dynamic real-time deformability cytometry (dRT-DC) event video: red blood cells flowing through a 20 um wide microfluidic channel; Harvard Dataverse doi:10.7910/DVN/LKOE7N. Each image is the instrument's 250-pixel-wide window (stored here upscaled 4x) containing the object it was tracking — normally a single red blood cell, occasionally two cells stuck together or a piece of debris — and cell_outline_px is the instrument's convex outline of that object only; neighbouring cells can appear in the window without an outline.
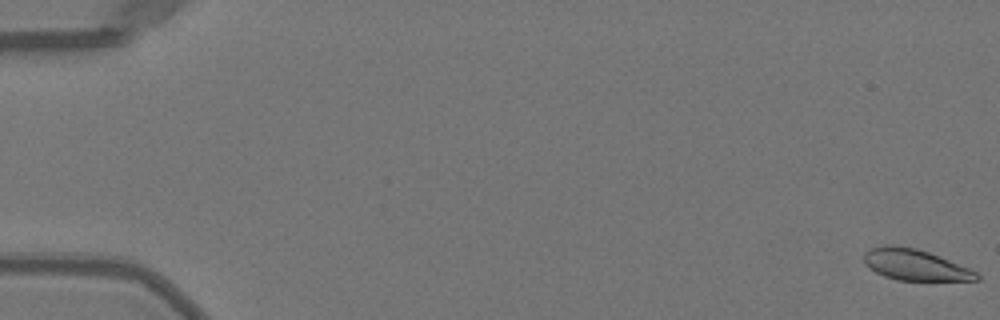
{"species": "Egyptian fruit bat (a non-hibernating species)", "species_latin": "Rousettus aegyptiacus", "temperature_condition": "warm", "stored_images_in_passage": 52, "camera_frame_rate_fps": 3000, "um_per_image_px": 0.085, "animal": {"sex": "female"}, "frame": {"image": 1, "passage_image": 1, "time_ms": 0.0, "image_size_px": [1000, 320], "cell_outline_px": [[980, 280], [896, 280], [884, 276], [868, 268], [864, 264], [864, 252], [872, 248], [884, 244], [892, 244], [916, 248], [928, 252], [968, 268], [976, 272], [980, 276]], "centroid_in_image_um": [77.72, 22.5], "position_along_channel_um": 7.3, "area_um2": 20.29}}
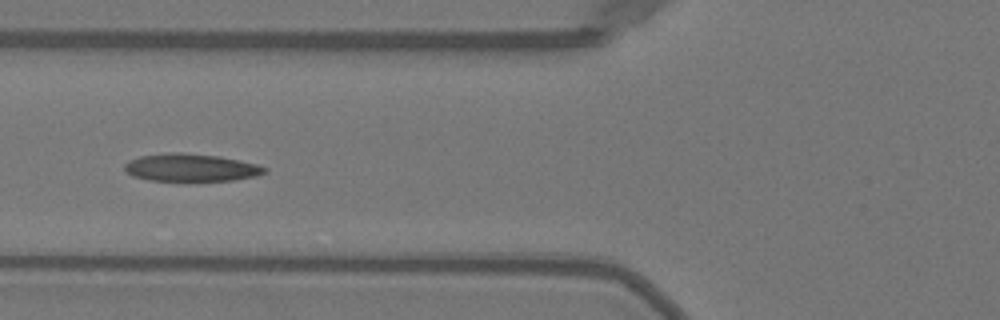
{"frame": {"image": 2, "passage_image": 21, "time_ms": 6.667, "image_size_px": [1000, 320], "cell_outline_px": [[268, 172], [256, 176], [232, 180], [148, 180], [132, 176], [124, 168], [124, 164], [128, 160], [140, 156], [168, 152], [184, 152], [220, 156], [240, 160], [256, 164], [268, 168]], "centroid_in_image_um": [16.23, 14.23], "position_along_channel_um": 109.6, "area_um2": 22.6}}
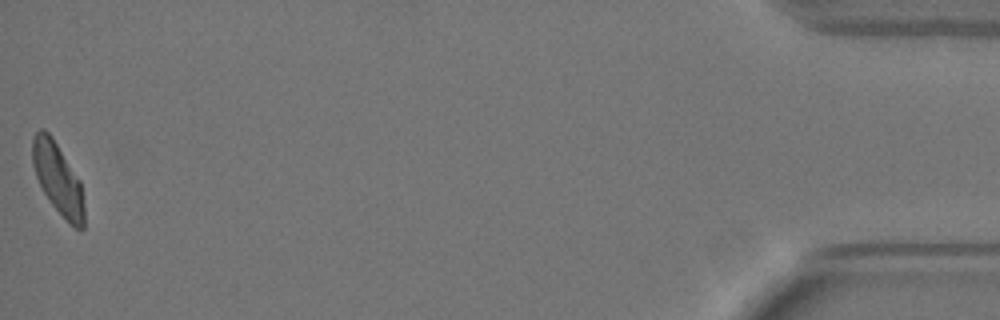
{"frame": {"image": 3, "passage_image": 52, "time_ms": 17.0, "image_size_px": [1000, 320], "cell_outline_px": [[84, 228], [76, 228], [52, 204], [44, 192], [36, 176], [32, 164], [32, 136], [40, 128], [44, 128], [52, 136], [80, 180], [84, 204]], "centroid_in_image_um": [4.91, 15.12], "position_along_channel_um": 430.3, "area_um2": 21.15}, "authors_computed_cell_mechanics": {"area_um2": 22.1085, "velocity_mm_per_s": 3.9891, "shape_relaxation_time_tau1_ms": 4.9223, "shape_relaxation_time_tau2_ms": 1.5506, "deformation_change_tau1": 0.1518, "deformation_change_tau2": 0.0763}}